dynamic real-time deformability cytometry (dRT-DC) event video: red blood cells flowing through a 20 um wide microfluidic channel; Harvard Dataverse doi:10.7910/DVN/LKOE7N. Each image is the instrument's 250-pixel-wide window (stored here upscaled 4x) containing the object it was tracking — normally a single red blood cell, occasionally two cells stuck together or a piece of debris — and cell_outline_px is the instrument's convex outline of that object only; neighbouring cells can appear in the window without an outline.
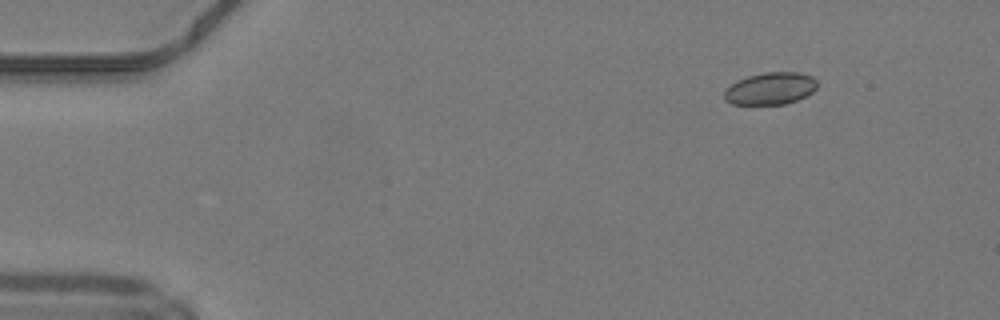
{"species": "common noctule bat (a hibernating species)", "species_latin": "Nyctalus noctula", "temperature_condition": "warm", "stored_images_in_passage": 17, "camera_frame_rate_fps": 3000, "um_per_image_px": 0.085, "animal": {"sex": "male", "body_mass_g": 19.2, "forearm_length_mm": 51.8}, "frame": {"image": 1, "passage_image": 1, "time_ms": 0.0, "image_size_px": [1000, 320], "cell_outline_px": [[816, 88], [812, 92], [796, 100], [784, 104], [732, 104], [724, 100], [724, 92], [736, 80], [748, 76], [764, 72], [800, 72], [812, 76], [816, 80]], "centroid_in_image_um": [65.47, 7.51], "position_along_channel_um": 19.5, "area_um2": 17.34}}
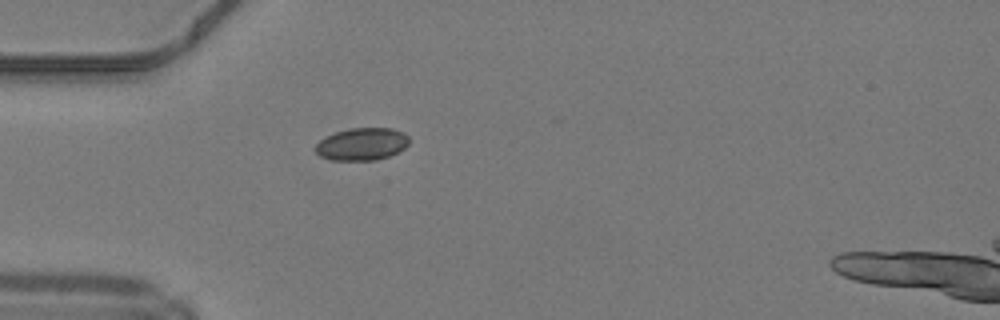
{"frame": {"image": 2, "passage_image": 10, "time_ms": 3.0, "image_size_px": [1000, 320], "cell_outline_px": [[408, 144], [404, 148], [388, 156], [376, 160], [332, 160], [320, 156], [312, 148], [320, 140], [336, 132], [352, 128], [392, 128], [404, 132], [408, 136]], "centroid_in_image_um": [30.75, 12.25], "position_along_channel_um": 54.3, "area_um2": 17.63}}
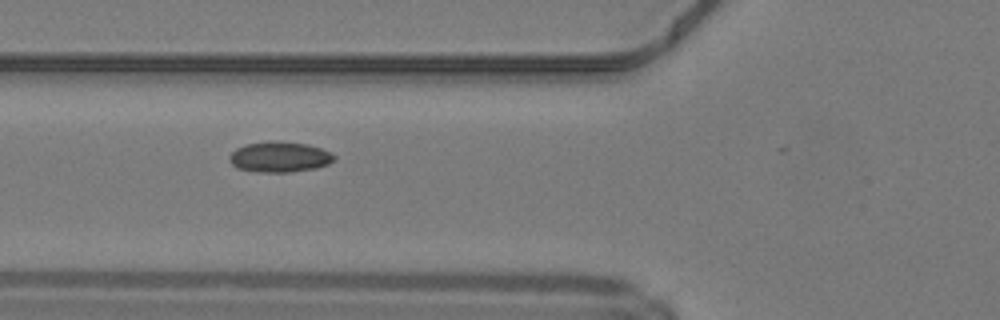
{"frame": {"image": 3, "passage_image": 14, "time_ms": 4.333, "image_size_px": [1000, 320], "cell_outline_px": [[336, 160], [328, 164], [316, 168], [292, 172], [256, 172], [236, 168], [228, 160], [228, 156], [236, 148], [244, 144], [308, 144], [332, 152], [336, 156]], "centroid_in_image_um": [23.78, 13.4], "position_along_channel_um": 102.0, "area_um2": 18.09}}